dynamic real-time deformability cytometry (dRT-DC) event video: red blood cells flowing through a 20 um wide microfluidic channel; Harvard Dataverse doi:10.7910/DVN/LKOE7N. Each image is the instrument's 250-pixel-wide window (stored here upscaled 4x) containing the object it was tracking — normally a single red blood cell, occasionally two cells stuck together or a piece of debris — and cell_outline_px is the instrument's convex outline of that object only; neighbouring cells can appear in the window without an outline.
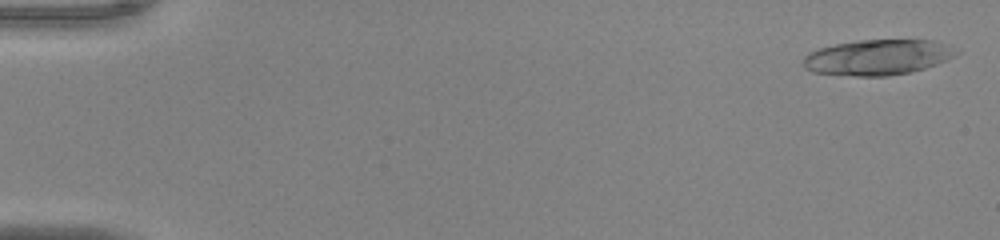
{"species": "common noctule bat (a hibernating species)", "species_latin": "Nyctalus noctula", "temperature_condition": "warm", "stored_images_in_passage": 52, "camera_frame_rate_fps": 3000, "um_per_image_px": 0.085, "animal": {"sex": "male", "body_mass_g": 20.0, "forearm_length_mm": 53.3}, "frame": {"image": 1, "passage_image": 2, "time_ms": 0.333, "image_size_px": [1000, 240], "cell_outline_px": [[952, 56], [936, 64], [924, 68], [908, 72], [888, 76], [856, 76], [812, 72], [804, 68], [804, 56], [808, 52], [820, 48], [836, 44], [860, 40], [932, 40], [944, 44]], "centroid_in_image_um": [74.45, 4.88], "position_along_channel_um": 10.5, "area_um2": 30.75}}
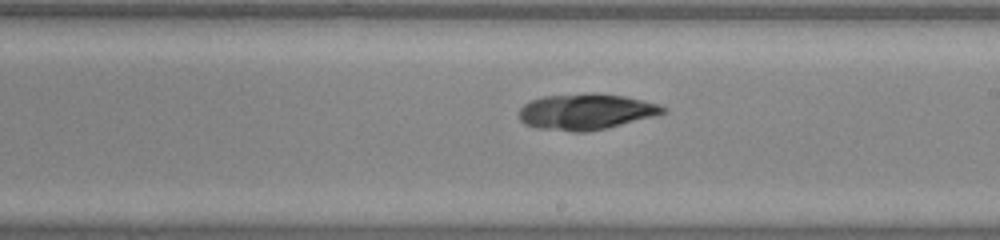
{"frame": {"image": 2, "passage_image": 31, "time_ms": 10.0, "image_size_px": [1000, 240], "cell_outline_px": [[668, 108], [664, 112], [652, 116], [608, 128], [588, 132], [572, 132], [540, 128], [524, 124], [520, 120], [520, 108], [524, 104], [532, 100], [544, 96], [624, 96], [656, 104]], "centroid_in_image_um": [49.77, 9.55], "position_along_channel_um": 239.2, "area_um2": 28.78}}
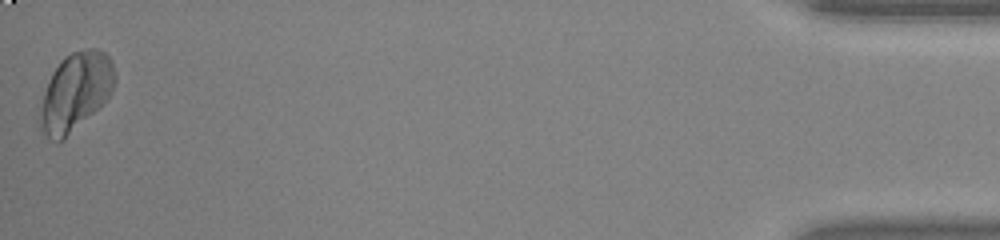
{"frame": {"image": 3, "passage_image": 52, "time_ms": 17.0, "image_size_px": [1000, 240], "cell_outline_px": [[116, 80], [108, 96], [92, 112], [56, 144], [40, 132], [40, 116], [44, 92], [52, 72], [60, 60], [64, 56], [72, 52], [88, 48], [96, 48], [104, 52], [112, 60], [116, 76]], "centroid_in_image_um": [6.4, 7.75], "position_along_channel_um": 428.8, "area_um2": 33.35}}